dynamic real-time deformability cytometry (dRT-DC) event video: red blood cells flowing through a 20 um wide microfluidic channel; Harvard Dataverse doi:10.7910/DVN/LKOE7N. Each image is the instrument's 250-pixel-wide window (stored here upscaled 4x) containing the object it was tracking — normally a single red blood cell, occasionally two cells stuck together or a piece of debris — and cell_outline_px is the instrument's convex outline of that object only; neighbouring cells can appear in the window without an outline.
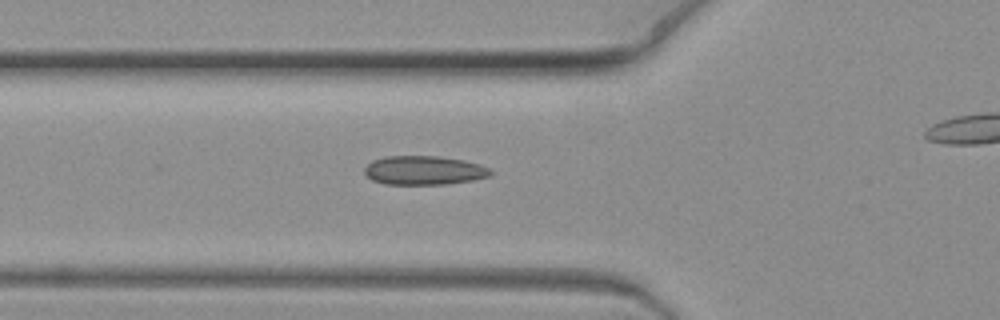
{"species": "common noctule bat (a hibernating species)", "species_latin": "Nyctalus noctula", "temperature_condition": "warm", "stored_images_in_passage": 6, "segment_of_instrument_passage": [1, 2], "camera_frame_rate_fps": 3000, "um_per_image_px": 0.085, "animal": {"sex": "female", "body_mass_g": 19.3, "forearm_length_mm": 54.1}, "frame": {"image": 1, "passage_image": 5, "time_ms": 1.333, "image_size_px": [1000, 320], "cell_outline_px": [[492, 172], [488, 176], [472, 180], [444, 184], [384, 184], [372, 180], [364, 172], [364, 168], [372, 160], [384, 156], [436, 156], [464, 160], [480, 164], [488, 168]], "centroid_in_image_um": [36.0, 14.47], "position_along_channel_um": 89.8, "area_um2": 21.15}}